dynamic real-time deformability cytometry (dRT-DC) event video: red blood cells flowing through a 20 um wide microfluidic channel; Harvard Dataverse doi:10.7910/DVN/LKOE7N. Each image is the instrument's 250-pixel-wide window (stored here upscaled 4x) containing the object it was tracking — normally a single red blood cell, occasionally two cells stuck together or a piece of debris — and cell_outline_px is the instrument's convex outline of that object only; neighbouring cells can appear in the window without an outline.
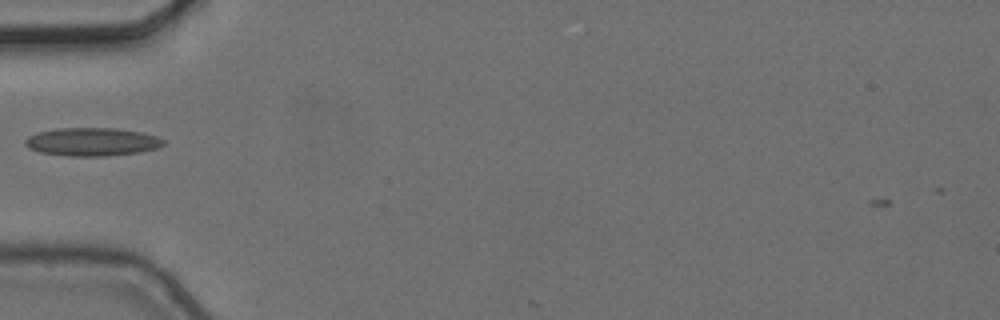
{"species": "common noctule bat (a hibernating species)", "species_latin": "Nyctalus noctula", "temperature_condition": "cold", "stored_images_in_passage": 1, "camera_frame_rate_fps": 3000, "um_per_image_px": 0.085, "animal": {"sex": "female", "body_mass_g": 24.6, "forearm_length_mm": 56.2}, "frame": {"image": 1, "passage_image": 1, "time_ms": 0.0, "image_size_px": [1000, 320], "cell_outline_px": [[164, 144], [156, 148], [140, 152], [108, 156], [68, 156], [40, 152], [28, 148], [24, 144], [24, 140], [28, 136], [36, 132], [56, 128], [116, 128], [140, 132], [156, 136], [164, 140]], "centroid_in_image_um": [7.78, 12.05], "position_along_channel_um": 77.2, "area_um2": 22.83}}